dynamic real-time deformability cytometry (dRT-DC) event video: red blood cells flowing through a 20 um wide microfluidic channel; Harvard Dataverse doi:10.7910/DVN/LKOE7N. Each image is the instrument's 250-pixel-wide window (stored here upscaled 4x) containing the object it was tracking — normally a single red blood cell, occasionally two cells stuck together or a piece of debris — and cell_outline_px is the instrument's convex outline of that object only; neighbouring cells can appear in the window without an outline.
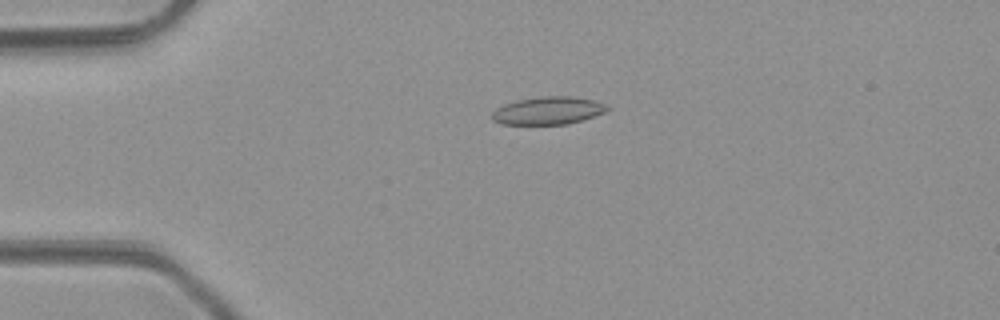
{"species": "common noctule bat (a hibernating species)", "species_latin": "Nyctalus noctula", "temperature_condition": "room temperature", "stored_images_in_passage": 49, "camera_frame_rate_fps": 3000, "um_per_image_px": 0.085, "animal": {"sex": "male", "body_mass_g": 23.1, "forearm_length_mm": 52.7}, "frame": {"image": 1, "passage_image": 12, "time_ms": 3.667, "image_size_px": [1000, 320], "cell_outline_px": [[608, 108], [604, 112], [568, 124], [500, 124], [492, 120], [492, 112], [496, 108], [504, 104], [516, 100], [540, 96], [572, 96], [596, 100], [604, 104]], "centroid_in_image_um": [46.54, 9.39], "position_along_channel_um": 38.5, "area_um2": 18.55}}
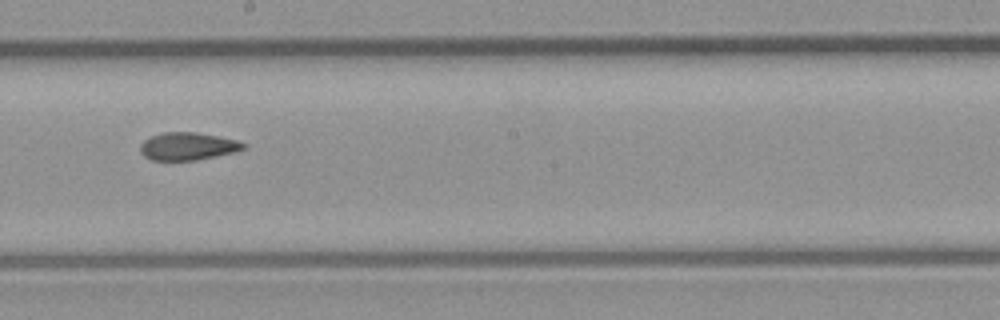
{"frame": {"image": 2, "passage_image": 28, "time_ms": 9.0, "image_size_px": [1000, 320], "cell_outline_px": [[248, 144], [244, 148], [232, 152], [216, 156], [196, 160], [152, 160], [144, 156], [140, 152], [140, 144], [144, 140], [152, 136], [164, 132], [196, 132], [236, 140]], "centroid_in_image_um": [15.93, 12.43], "position_along_channel_um": 232.3, "area_um2": 16.47}}
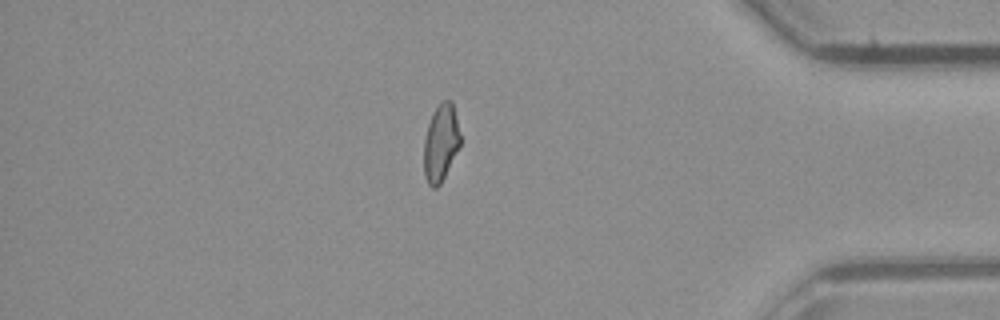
{"frame": {"image": 3, "passage_image": 42, "time_ms": 13.667, "image_size_px": [1000, 320], "cell_outline_px": [[460, 144], [440, 184], [436, 188], [432, 188], [428, 184], [424, 176], [424, 140], [428, 124], [436, 108], [444, 100], [452, 100], [460, 136]], "centroid_in_image_um": [37.45, 12.16], "position_along_channel_um": 397.8, "area_um2": 15.95}, "authors_computed_cell_mechanics": {"area_um2": 17.1088, "velocity_mm_per_s": 4.2722, "shape_relaxation_time_tau1_ms": null, "shape_relaxation_time_tau2_ms": 2.5872, "deformation_change_tau1": null, "deformation_change_tau2": 0.0837}}